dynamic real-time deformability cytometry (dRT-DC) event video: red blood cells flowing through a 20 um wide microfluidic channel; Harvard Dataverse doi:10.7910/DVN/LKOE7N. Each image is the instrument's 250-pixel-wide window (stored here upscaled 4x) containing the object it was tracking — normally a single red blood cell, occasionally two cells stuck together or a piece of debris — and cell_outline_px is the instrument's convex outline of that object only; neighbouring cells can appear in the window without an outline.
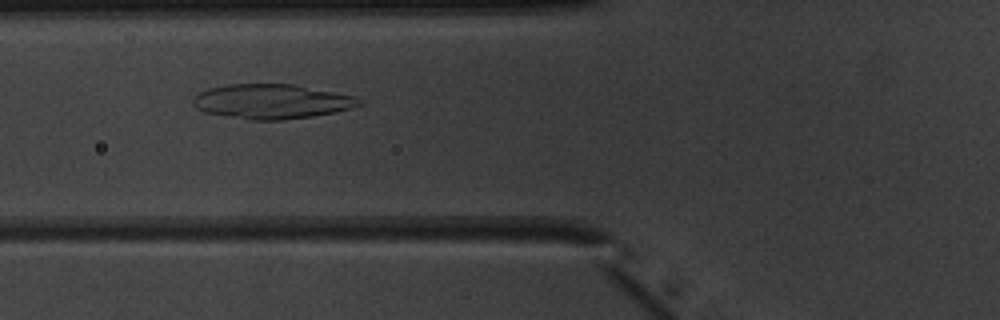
{"species": "common noctule bat (a hibernating species)", "species_latin": "Nyctalus noctula", "temperature_condition": "warm", "stored_images_in_passage": 43, "camera_frame_rate_fps": 3000, "um_per_image_px": 0.085, "animal": {"sex": "male", "body_mass_g": 20.1, "forearm_length_mm": 53.5}, "frame": {"image": 1, "passage_image": 13, "time_ms": 4.0, "image_size_px": [1000, 320], "cell_outline_px": [[364, 104], [352, 108], [312, 116], [284, 120], [252, 120], [204, 112], [196, 108], [192, 104], [192, 96], [208, 88], [228, 84], [292, 84], [356, 96]], "centroid_in_image_um": [23.07, 8.62], "position_along_channel_um": 102.7, "area_um2": 33.52}}
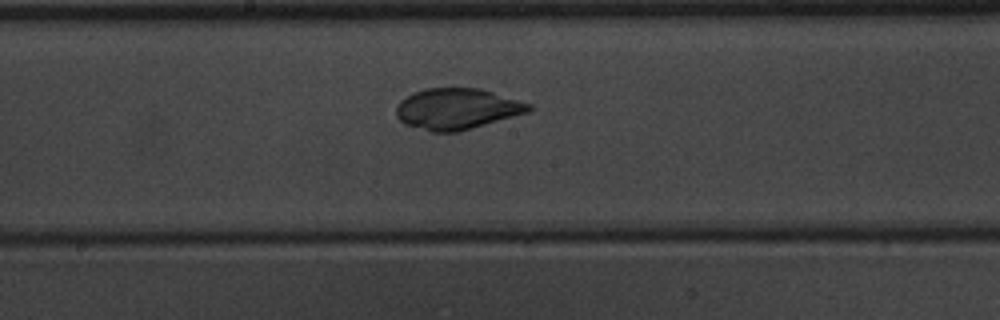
{"frame": {"image": 2, "passage_image": 21, "time_ms": 6.667, "image_size_px": [1000, 320], "cell_outline_px": [[532, 108], [528, 112], [456, 132], [432, 132], [404, 124], [396, 116], [396, 108], [400, 100], [424, 88], [480, 88], [532, 104]], "centroid_in_image_um": [38.82, 9.25], "position_along_channel_um": 209.4, "area_um2": 31.39}}
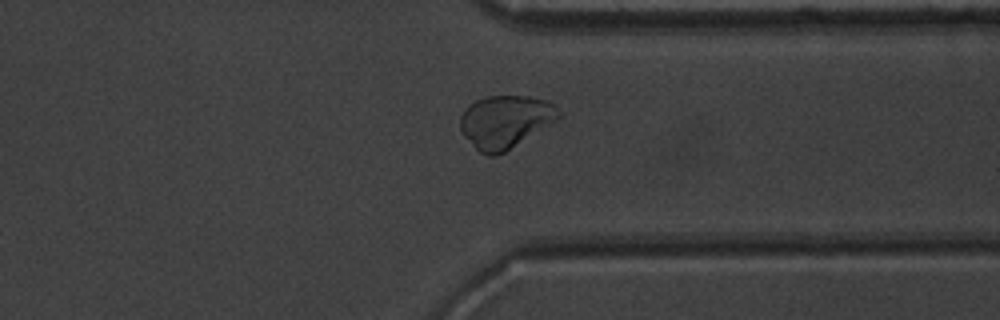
{"frame": {"image": 3, "passage_image": 33, "time_ms": 10.667, "image_size_px": [1000, 320], "cell_outline_px": [[564, 116], [504, 152], [496, 156], [488, 156], [480, 152], [464, 136], [460, 128], [460, 116], [464, 108], [468, 104], [476, 100], [488, 96], [528, 96], [544, 100], [552, 104], [564, 112]], "centroid_in_image_um": [42.95, 10.33], "position_along_channel_um": 368.4, "area_um2": 30.35}}